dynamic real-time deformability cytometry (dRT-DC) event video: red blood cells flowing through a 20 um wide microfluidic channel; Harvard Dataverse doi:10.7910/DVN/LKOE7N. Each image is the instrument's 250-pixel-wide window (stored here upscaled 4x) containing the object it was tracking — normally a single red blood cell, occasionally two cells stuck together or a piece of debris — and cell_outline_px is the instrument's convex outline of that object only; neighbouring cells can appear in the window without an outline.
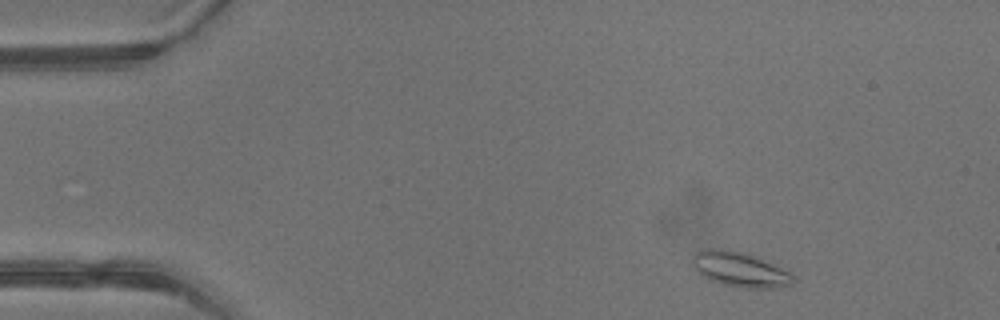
{"species": "common noctule bat (a hibernating species)", "species_latin": "Nyctalus noctula", "temperature_condition": "warm", "stored_images_in_passage": 3, "camera_frame_rate_fps": 3000, "um_per_image_px": 0.085, "animal": {"sex": "male", "body_mass_g": 13.3}, "frame": {"image": 1, "passage_image": 1, "time_ms": 0.0, "image_size_px": [1000, 320], "cell_outline_px": [[796, 280], [792, 284], [772, 288], [744, 288], [724, 284], [712, 280], [696, 272], [692, 268], [692, 252], [700, 248], [732, 248], [792, 272], [796, 276]], "centroid_in_image_um": [62.84, 22.87], "position_along_channel_um": 22.2, "area_um2": 20.81}}